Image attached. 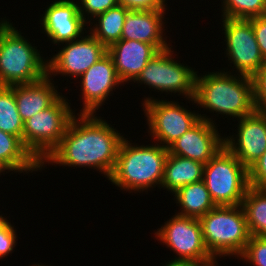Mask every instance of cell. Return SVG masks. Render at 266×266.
Here are the masks:
<instances>
[{"instance_id":"23","label":"cell","mask_w":266,"mask_h":266,"mask_svg":"<svg viewBox=\"0 0 266 266\" xmlns=\"http://www.w3.org/2000/svg\"><path fill=\"white\" fill-rule=\"evenodd\" d=\"M129 11L118 4L92 19L88 23V31L108 48L121 39L125 17Z\"/></svg>"},{"instance_id":"19","label":"cell","mask_w":266,"mask_h":266,"mask_svg":"<svg viewBox=\"0 0 266 266\" xmlns=\"http://www.w3.org/2000/svg\"><path fill=\"white\" fill-rule=\"evenodd\" d=\"M57 81L45 75L38 81L26 84L14 85V94L17 110L23 122L36 113L50 107L63 93L67 91V86L63 88ZM62 91V92H61Z\"/></svg>"},{"instance_id":"10","label":"cell","mask_w":266,"mask_h":266,"mask_svg":"<svg viewBox=\"0 0 266 266\" xmlns=\"http://www.w3.org/2000/svg\"><path fill=\"white\" fill-rule=\"evenodd\" d=\"M219 20L222 36L218 39L223 40L220 42L224 50L222 55L224 53L228 65L221 70L252 77L266 61L260 53L251 21L224 17Z\"/></svg>"},{"instance_id":"32","label":"cell","mask_w":266,"mask_h":266,"mask_svg":"<svg viewBox=\"0 0 266 266\" xmlns=\"http://www.w3.org/2000/svg\"><path fill=\"white\" fill-rule=\"evenodd\" d=\"M119 4L123 5L128 10H158L171 9L168 5L171 0H118ZM171 6V7H170Z\"/></svg>"},{"instance_id":"5","label":"cell","mask_w":266,"mask_h":266,"mask_svg":"<svg viewBox=\"0 0 266 266\" xmlns=\"http://www.w3.org/2000/svg\"><path fill=\"white\" fill-rule=\"evenodd\" d=\"M174 46L175 43L169 48L156 53L131 83L135 88L141 86L142 91L146 88L149 91L151 90L148 96L143 95L144 97H142L143 99L139 104L142 105L144 102L154 100L155 98L163 99L167 95L168 99L169 96L170 99L171 97L174 99L179 97L182 98L181 101L186 98H194L198 70L194 66H191V62H189L190 66L184 60L181 63V60L179 61L181 56L176 51L177 45L175 48ZM152 91L160 96L157 95L158 97H155Z\"/></svg>"},{"instance_id":"26","label":"cell","mask_w":266,"mask_h":266,"mask_svg":"<svg viewBox=\"0 0 266 266\" xmlns=\"http://www.w3.org/2000/svg\"><path fill=\"white\" fill-rule=\"evenodd\" d=\"M219 1V0H217ZM220 17L250 19L266 15V0H220Z\"/></svg>"},{"instance_id":"22","label":"cell","mask_w":266,"mask_h":266,"mask_svg":"<svg viewBox=\"0 0 266 266\" xmlns=\"http://www.w3.org/2000/svg\"><path fill=\"white\" fill-rule=\"evenodd\" d=\"M171 197L178 206L174 213L180 216L200 219L216 207L203 180L183 186Z\"/></svg>"},{"instance_id":"8","label":"cell","mask_w":266,"mask_h":266,"mask_svg":"<svg viewBox=\"0 0 266 266\" xmlns=\"http://www.w3.org/2000/svg\"><path fill=\"white\" fill-rule=\"evenodd\" d=\"M68 98L67 93L62 94L50 107L24 122L22 142L40 163L59 144L76 115Z\"/></svg>"},{"instance_id":"14","label":"cell","mask_w":266,"mask_h":266,"mask_svg":"<svg viewBox=\"0 0 266 266\" xmlns=\"http://www.w3.org/2000/svg\"><path fill=\"white\" fill-rule=\"evenodd\" d=\"M43 14L39 13L37 23L44 41L52 48L80 38L88 31V23L78 11L76 0H53L46 2ZM46 38V39H45Z\"/></svg>"},{"instance_id":"24","label":"cell","mask_w":266,"mask_h":266,"mask_svg":"<svg viewBox=\"0 0 266 266\" xmlns=\"http://www.w3.org/2000/svg\"><path fill=\"white\" fill-rule=\"evenodd\" d=\"M242 206L250 235L266 237V188L249 186Z\"/></svg>"},{"instance_id":"18","label":"cell","mask_w":266,"mask_h":266,"mask_svg":"<svg viewBox=\"0 0 266 266\" xmlns=\"http://www.w3.org/2000/svg\"><path fill=\"white\" fill-rule=\"evenodd\" d=\"M158 52L152 44L124 39H120L107 48L116 73L126 87L131 85Z\"/></svg>"},{"instance_id":"25","label":"cell","mask_w":266,"mask_h":266,"mask_svg":"<svg viewBox=\"0 0 266 266\" xmlns=\"http://www.w3.org/2000/svg\"><path fill=\"white\" fill-rule=\"evenodd\" d=\"M24 122L17 110L14 85L0 86V130L22 140Z\"/></svg>"},{"instance_id":"13","label":"cell","mask_w":266,"mask_h":266,"mask_svg":"<svg viewBox=\"0 0 266 266\" xmlns=\"http://www.w3.org/2000/svg\"><path fill=\"white\" fill-rule=\"evenodd\" d=\"M75 81L72 80V83L75 84L73 87L76 86L75 90L80 91L76 92L79 93L77 95L79 99L76 101H80V107L75 109L76 114H98L101 110H104L102 106L108 104L107 101L115 94L114 92L118 89L122 91L125 86L120 81L113 60L108 53Z\"/></svg>"},{"instance_id":"28","label":"cell","mask_w":266,"mask_h":266,"mask_svg":"<svg viewBox=\"0 0 266 266\" xmlns=\"http://www.w3.org/2000/svg\"><path fill=\"white\" fill-rule=\"evenodd\" d=\"M238 260L250 266H266V237L251 235Z\"/></svg>"},{"instance_id":"15","label":"cell","mask_w":266,"mask_h":266,"mask_svg":"<svg viewBox=\"0 0 266 266\" xmlns=\"http://www.w3.org/2000/svg\"><path fill=\"white\" fill-rule=\"evenodd\" d=\"M237 121L224 133V146L249 169L266 151V112L255 110Z\"/></svg>"},{"instance_id":"35","label":"cell","mask_w":266,"mask_h":266,"mask_svg":"<svg viewBox=\"0 0 266 266\" xmlns=\"http://www.w3.org/2000/svg\"><path fill=\"white\" fill-rule=\"evenodd\" d=\"M160 264L162 266H198V264H195V263L168 262L166 260H164V262Z\"/></svg>"},{"instance_id":"17","label":"cell","mask_w":266,"mask_h":266,"mask_svg":"<svg viewBox=\"0 0 266 266\" xmlns=\"http://www.w3.org/2000/svg\"><path fill=\"white\" fill-rule=\"evenodd\" d=\"M169 11L171 10H130L125 17L121 39L149 43L158 51L169 48L175 43L166 35L169 27L167 20H170L166 16H170L167 15Z\"/></svg>"},{"instance_id":"16","label":"cell","mask_w":266,"mask_h":266,"mask_svg":"<svg viewBox=\"0 0 266 266\" xmlns=\"http://www.w3.org/2000/svg\"><path fill=\"white\" fill-rule=\"evenodd\" d=\"M220 126L200 119L168 147L169 153L205 165L224 147V128Z\"/></svg>"},{"instance_id":"20","label":"cell","mask_w":266,"mask_h":266,"mask_svg":"<svg viewBox=\"0 0 266 266\" xmlns=\"http://www.w3.org/2000/svg\"><path fill=\"white\" fill-rule=\"evenodd\" d=\"M0 168L6 175L10 174L8 176L23 174V176L28 175V178L41 172L40 162L24 146L22 140L2 130H0Z\"/></svg>"},{"instance_id":"3","label":"cell","mask_w":266,"mask_h":266,"mask_svg":"<svg viewBox=\"0 0 266 266\" xmlns=\"http://www.w3.org/2000/svg\"><path fill=\"white\" fill-rule=\"evenodd\" d=\"M126 137L121 141L114 169L107 179L109 184L115 185L122 194H148L156 187L160 190L168 148L149 139L139 144Z\"/></svg>"},{"instance_id":"12","label":"cell","mask_w":266,"mask_h":266,"mask_svg":"<svg viewBox=\"0 0 266 266\" xmlns=\"http://www.w3.org/2000/svg\"><path fill=\"white\" fill-rule=\"evenodd\" d=\"M49 51L52 56H47V75L54 81H60L62 77L63 82H68L71 78L70 85L72 79L75 81L103 57L107 48L87 31L80 38L57 45Z\"/></svg>"},{"instance_id":"11","label":"cell","mask_w":266,"mask_h":266,"mask_svg":"<svg viewBox=\"0 0 266 266\" xmlns=\"http://www.w3.org/2000/svg\"><path fill=\"white\" fill-rule=\"evenodd\" d=\"M170 217L152 232L154 240L175 254L168 262L200 264L212 258L205 246L199 219L176 213Z\"/></svg>"},{"instance_id":"33","label":"cell","mask_w":266,"mask_h":266,"mask_svg":"<svg viewBox=\"0 0 266 266\" xmlns=\"http://www.w3.org/2000/svg\"><path fill=\"white\" fill-rule=\"evenodd\" d=\"M249 20L252 23L260 53L266 61V15L253 17Z\"/></svg>"},{"instance_id":"36","label":"cell","mask_w":266,"mask_h":266,"mask_svg":"<svg viewBox=\"0 0 266 266\" xmlns=\"http://www.w3.org/2000/svg\"><path fill=\"white\" fill-rule=\"evenodd\" d=\"M28 266H55V265H51V264H50V265H48V264L46 265V263L43 264V263H41V262H40V263H37V262L35 263V262H33L32 265L30 264V265H28Z\"/></svg>"},{"instance_id":"34","label":"cell","mask_w":266,"mask_h":266,"mask_svg":"<svg viewBox=\"0 0 266 266\" xmlns=\"http://www.w3.org/2000/svg\"><path fill=\"white\" fill-rule=\"evenodd\" d=\"M220 259L226 260L227 257H212L198 264V266H221L220 263H218Z\"/></svg>"},{"instance_id":"37","label":"cell","mask_w":266,"mask_h":266,"mask_svg":"<svg viewBox=\"0 0 266 266\" xmlns=\"http://www.w3.org/2000/svg\"><path fill=\"white\" fill-rule=\"evenodd\" d=\"M5 172L0 168V177H1V175H3V176H5ZM2 181H0V183H1Z\"/></svg>"},{"instance_id":"7","label":"cell","mask_w":266,"mask_h":266,"mask_svg":"<svg viewBox=\"0 0 266 266\" xmlns=\"http://www.w3.org/2000/svg\"><path fill=\"white\" fill-rule=\"evenodd\" d=\"M178 100L181 99L155 98L139 106L142 107L146 123L144 126L147 125L144 133L148 135L144 137L149 136V140L168 148L201 119L198 110L189 108L192 104L195 107L192 108L197 109L194 98L184 99L186 104Z\"/></svg>"},{"instance_id":"6","label":"cell","mask_w":266,"mask_h":266,"mask_svg":"<svg viewBox=\"0 0 266 266\" xmlns=\"http://www.w3.org/2000/svg\"><path fill=\"white\" fill-rule=\"evenodd\" d=\"M205 246L212 257L237 259L251 236L242 205L216 206L200 219Z\"/></svg>"},{"instance_id":"21","label":"cell","mask_w":266,"mask_h":266,"mask_svg":"<svg viewBox=\"0 0 266 266\" xmlns=\"http://www.w3.org/2000/svg\"><path fill=\"white\" fill-rule=\"evenodd\" d=\"M204 164L189 158L168 154L161 189L171 196L185 185L203 180ZM168 191V192H167Z\"/></svg>"},{"instance_id":"30","label":"cell","mask_w":266,"mask_h":266,"mask_svg":"<svg viewBox=\"0 0 266 266\" xmlns=\"http://www.w3.org/2000/svg\"><path fill=\"white\" fill-rule=\"evenodd\" d=\"M252 80L255 108L266 112V62L252 76Z\"/></svg>"},{"instance_id":"4","label":"cell","mask_w":266,"mask_h":266,"mask_svg":"<svg viewBox=\"0 0 266 266\" xmlns=\"http://www.w3.org/2000/svg\"><path fill=\"white\" fill-rule=\"evenodd\" d=\"M0 18V86L32 83L47 75V52L18 31L6 15ZM31 41V42H30ZM38 44V46H37ZM36 45V46H35ZM39 47V49H37ZM43 51V52H42ZM46 52V53H44ZM46 54V55H45Z\"/></svg>"},{"instance_id":"2","label":"cell","mask_w":266,"mask_h":266,"mask_svg":"<svg viewBox=\"0 0 266 266\" xmlns=\"http://www.w3.org/2000/svg\"><path fill=\"white\" fill-rule=\"evenodd\" d=\"M215 68H217L216 71L213 69L208 72L203 68L202 74L199 71L197 73L194 100L199 116L216 125H219L216 121L221 117L224 120L227 118V122L233 125V121L250 115L256 110L253 80L250 76ZM230 120H232L231 123Z\"/></svg>"},{"instance_id":"27","label":"cell","mask_w":266,"mask_h":266,"mask_svg":"<svg viewBox=\"0 0 266 266\" xmlns=\"http://www.w3.org/2000/svg\"><path fill=\"white\" fill-rule=\"evenodd\" d=\"M6 215V216H5ZM7 214H4L2 210L0 211V260L8 258L9 255L15 252L16 246H18L17 228L11 223L10 216L7 218Z\"/></svg>"},{"instance_id":"29","label":"cell","mask_w":266,"mask_h":266,"mask_svg":"<svg viewBox=\"0 0 266 266\" xmlns=\"http://www.w3.org/2000/svg\"><path fill=\"white\" fill-rule=\"evenodd\" d=\"M78 11L83 19L89 23L98 14L106 12L108 9L117 6L118 0H76Z\"/></svg>"},{"instance_id":"9","label":"cell","mask_w":266,"mask_h":266,"mask_svg":"<svg viewBox=\"0 0 266 266\" xmlns=\"http://www.w3.org/2000/svg\"><path fill=\"white\" fill-rule=\"evenodd\" d=\"M203 181L216 206H239L249 188L248 169L224 146L205 164Z\"/></svg>"},{"instance_id":"1","label":"cell","mask_w":266,"mask_h":266,"mask_svg":"<svg viewBox=\"0 0 266 266\" xmlns=\"http://www.w3.org/2000/svg\"><path fill=\"white\" fill-rule=\"evenodd\" d=\"M101 115L76 114L59 144L40 163L41 172L50 165L66 170L88 168L108 179L126 134L114 128L115 122L111 124Z\"/></svg>"},{"instance_id":"31","label":"cell","mask_w":266,"mask_h":266,"mask_svg":"<svg viewBox=\"0 0 266 266\" xmlns=\"http://www.w3.org/2000/svg\"><path fill=\"white\" fill-rule=\"evenodd\" d=\"M249 186L266 188V151L248 169Z\"/></svg>"}]
</instances>
